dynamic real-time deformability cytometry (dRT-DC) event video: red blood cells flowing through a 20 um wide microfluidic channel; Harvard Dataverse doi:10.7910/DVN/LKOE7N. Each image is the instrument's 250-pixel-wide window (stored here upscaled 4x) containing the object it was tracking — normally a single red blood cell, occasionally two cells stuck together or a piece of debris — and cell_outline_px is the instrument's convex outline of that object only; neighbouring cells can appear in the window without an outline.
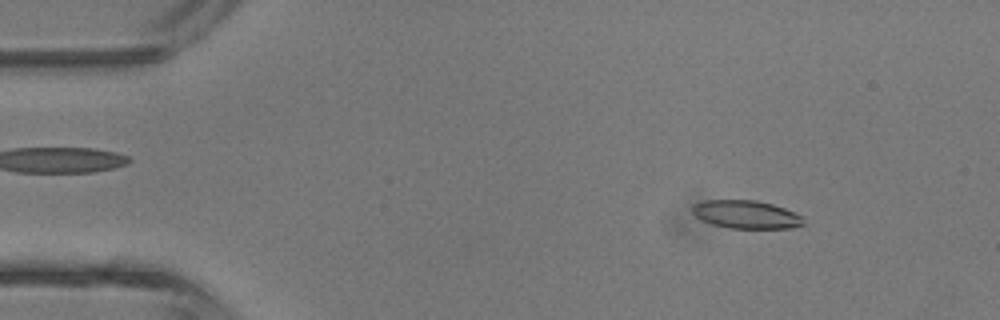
{"species": "common noctule bat (a hibernating species)", "species_latin": "Nyctalus noctula", "temperature_condition": "room temperature", "stored_images_in_passage": 4, "camera_frame_rate_fps": 3000, "um_per_image_px": 0.085, "animal": {"sex": "male", "body_mass_g": 13.3}, "frame": {"image": 1, "passage_image": 4, "time_ms": 4.333, "image_size_px": [1000, 320], "cell_outline_px": [[804, 224], [792, 228], [728, 228], [712, 224], [700, 220], [692, 212], [692, 204], [704, 200], [756, 200], [772, 204], [784, 208], [800, 216]], "centroid_in_image_um": [63.35, 18.23], "position_along_channel_um": 21.6, "area_um2": 18.15}}